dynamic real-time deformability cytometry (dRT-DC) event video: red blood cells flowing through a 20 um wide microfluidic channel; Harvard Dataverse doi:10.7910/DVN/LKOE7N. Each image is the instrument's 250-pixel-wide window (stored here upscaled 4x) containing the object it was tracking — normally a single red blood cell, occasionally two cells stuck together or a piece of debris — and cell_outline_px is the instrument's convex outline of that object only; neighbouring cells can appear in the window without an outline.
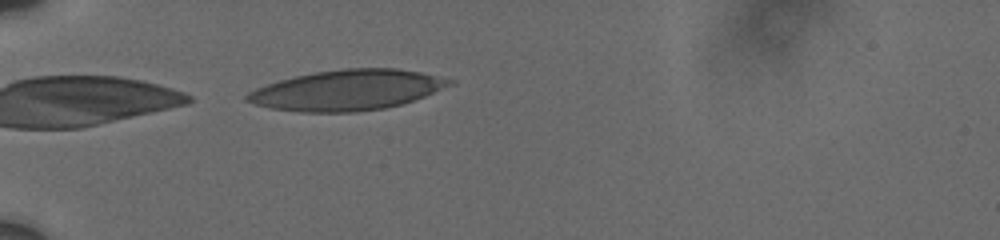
{"species": "human", "species_latin": "Homo sapiens", "temperature_condition": "cold", "stored_images_in_passage": 9, "camera_frame_rate_fps": 3000, "um_per_image_px": 0.085, "donor": {"sex": "male"}, "frame": {"image": 1, "passage_image": 7, "time_ms": 6.0, "image_size_px": [1000, 240], "cell_outline_px": [[456, 80], [452, 84], [424, 96], [400, 104], [384, 108], [356, 112], [300, 112], [272, 108], [256, 104], [244, 100], [244, 96], [248, 92], [256, 88], [280, 80], [296, 76], [316, 72], [344, 68], [396, 68], [420, 72]], "centroid_in_image_um": [29.5, 7.66], "position_along_channel_um": 55.5, "area_um2": 47.28}}
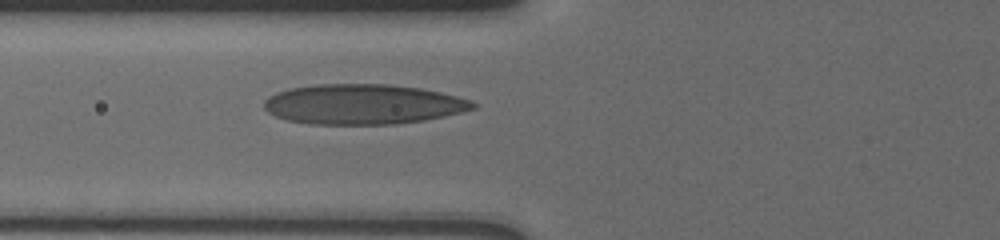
{"frame": {"image": 2, "passage_image": 9, "time_ms": 7.667, "image_size_px": [1000, 240], "cell_outline_px": [[476, 108], [444, 116], [424, 120], [396, 124], [312, 124], [288, 120], [276, 116], [268, 112], [264, 108], [264, 100], [268, 96], [276, 92], [288, 88], [316, 84], [388, 84], [420, 88], [440, 92], [472, 100], [476, 104]], "centroid_in_image_um": [30.84, 8.85], "position_along_channel_um": 95.0, "area_um2": 48.84}}